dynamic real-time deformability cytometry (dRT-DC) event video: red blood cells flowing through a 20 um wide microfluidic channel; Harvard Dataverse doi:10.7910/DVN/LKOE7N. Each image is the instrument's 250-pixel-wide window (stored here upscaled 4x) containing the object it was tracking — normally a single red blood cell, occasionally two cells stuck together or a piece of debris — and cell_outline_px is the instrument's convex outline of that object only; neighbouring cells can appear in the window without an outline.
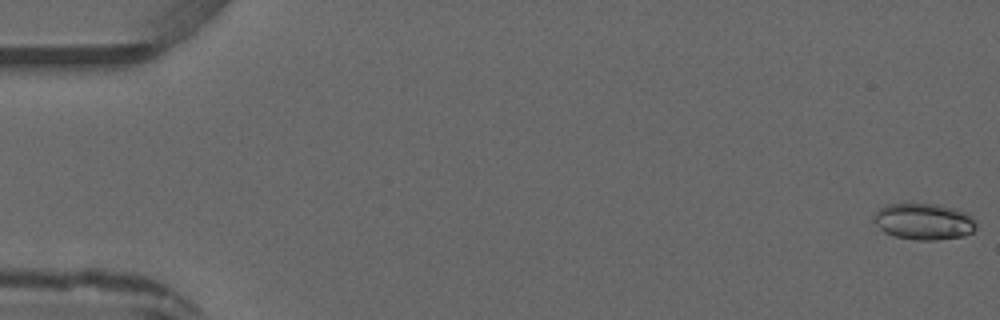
{"species": "common noctule bat (a hibernating species)", "species_latin": "Nyctalus noctula", "temperature_condition": "warm", "stored_images_in_passage": 5, "camera_frame_rate_fps": 3000, "um_per_image_px": 0.085, "animal": {"sex": "male", "forearm_length_mm": 52.5}, "frame": {"image": 1, "passage_image": 1, "time_ms": 0.0, "image_size_px": [1000, 320], "cell_outline_px": [[976, 228], [972, 232], [964, 236], [936, 240], [916, 240], [892, 236], [884, 232], [872, 220], [872, 216], [884, 204], [936, 204], [956, 208], [968, 212], [976, 220]], "centroid_in_image_um": [78.54, 18.83], "position_along_channel_um": 6.5, "area_um2": 22.08}}
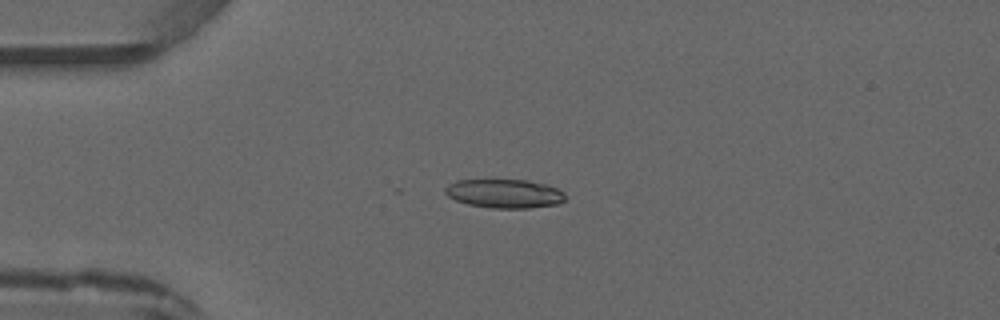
{"frame": {"image": 2, "passage_image": 4, "time_ms": 3.667, "image_size_px": [1000, 320], "cell_outline_px": [[564, 200], [560, 204], [528, 208], [492, 208], [468, 204], [456, 200], [448, 196], [444, 192], [444, 188], [448, 184], [456, 180], [528, 180], [544, 184], [556, 188], [564, 192]], "centroid_in_image_um": [42.87, 16.45], "position_along_channel_um": 42.1, "area_um2": 20.17}}